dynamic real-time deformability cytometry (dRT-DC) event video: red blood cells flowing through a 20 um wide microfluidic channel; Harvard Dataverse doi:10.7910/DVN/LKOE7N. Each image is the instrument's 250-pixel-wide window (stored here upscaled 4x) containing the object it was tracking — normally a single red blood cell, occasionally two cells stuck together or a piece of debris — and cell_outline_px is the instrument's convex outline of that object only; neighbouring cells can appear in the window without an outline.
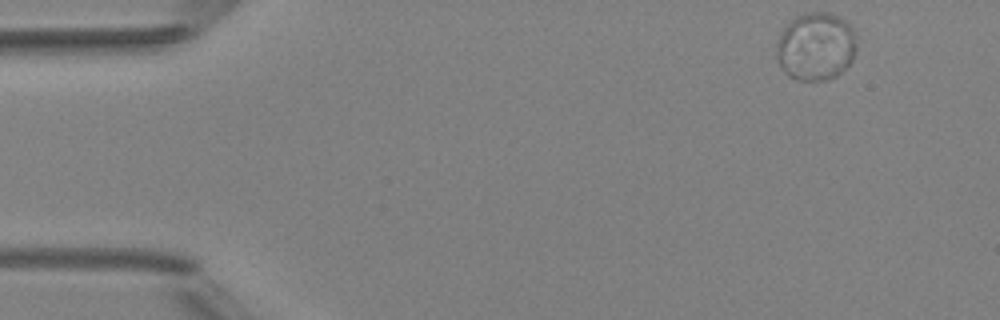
{"species": "Egyptian fruit bat (a non-hibernating species)", "species_latin": "Rousettus aegyptiacus", "temperature_condition": "room temperature", "stored_images_in_passage": 46, "camera_frame_rate_fps": 3000, "um_per_image_px": 0.085, "animal": {"sex": "female"}, "frame": {"image": 1, "passage_image": 1, "time_ms": 0.0, "image_size_px": [1000, 320], "cell_outline_px": [[856, 48], [852, 60], [836, 76], [828, 80], [796, 80], [788, 76], [784, 72], [776, 56], [776, 44], [788, 20], [804, 12], [828, 12], [840, 16], [852, 28], [856, 36]], "centroid_in_image_um": [69.33, 3.93], "position_along_channel_um": 15.7, "area_um2": 32.02}}
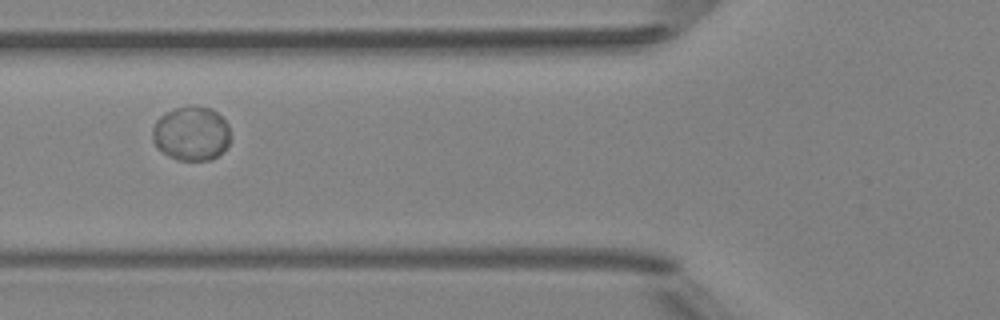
{"frame": {"image": 2, "passage_image": 16, "time_ms": 5.0, "image_size_px": [1000, 320], "cell_outline_px": [[232, 140], [212, 160], [176, 160], [168, 156], [152, 140], [152, 128], [156, 120], [160, 116], [176, 108], [188, 104], [212, 108], [228, 124]], "centroid_in_image_um": [16.27, 11.33], "position_along_channel_um": 109.5, "area_um2": 24.8}}
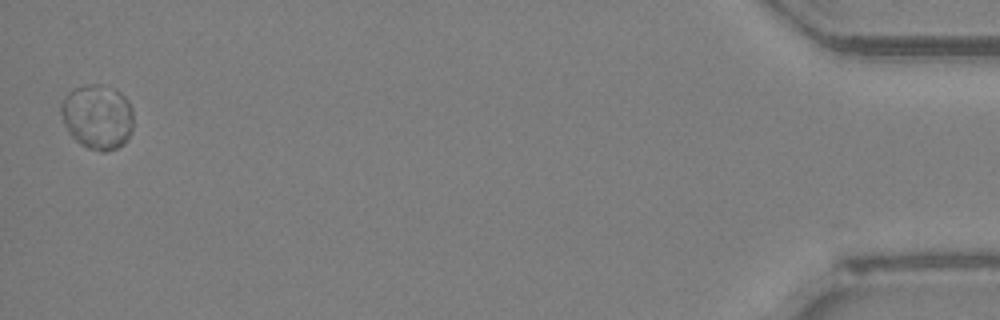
{"frame": {"image": 3, "passage_image": 46, "time_ms": 15.0, "image_size_px": [1000, 320], "cell_outline_px": [[132, 132], [124, 144], [116, 148], [104, 152], [100, 152], [88, 148], [80, 144], [68, 132], [64, 124], [60, 112], [60, 104], [68, 92], [72, 88], [84, 84], [100, 84], [112, 88], [120, 92], [128, 100], [132, 108]], "centroid_in_image_um": [8.27, 9.92], "position_along_channel_um": 426.9, "area_um2": 27.69}, "authors_computed_cell_mechanics": {"area_um2": 25.4031, "velocity_mm_per_s": 4.078, "shape_relaxation_time_tau1_ms": 3.0355, "shape_relaxation_time_tau2_ms": null, "deformation_change_tau1": 0.0161, "deformation_change_tau2": null}}